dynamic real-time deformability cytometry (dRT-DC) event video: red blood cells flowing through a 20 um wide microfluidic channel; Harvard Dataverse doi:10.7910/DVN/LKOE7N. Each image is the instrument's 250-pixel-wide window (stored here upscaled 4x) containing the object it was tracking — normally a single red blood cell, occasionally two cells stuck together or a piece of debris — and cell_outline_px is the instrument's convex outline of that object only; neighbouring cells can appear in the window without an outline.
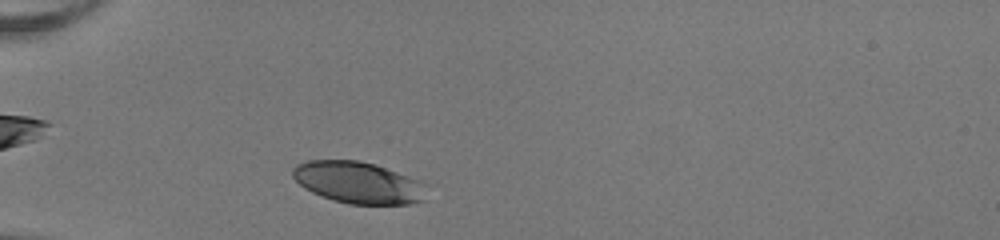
{"species": "human", "species_latin": "Homo sapiens", "temperature_condition": "room temperature", "stored_images_in_passage": 33, "camera_frame_rate_fps": 3000, "um_per_image_px": 0.085, "donor": {"sex": "female"}, "frame": {"image": 1, "passage_image": 2, "time_ms": 0.333, "image_size_px": [1000, 240], "cell_outline_px": [[432, 184], [424, 200], [408, 204], [348, 204], [332, 200], [320, 196], [304, 188], [292, 176], [292, 168], [296, 164], [308, 160], [356, 160], [372, 164]], "centroid_in_image_um": [30.5, 15.53], "position_along_channel_um": 54.5, "area_um2": 32.89}}
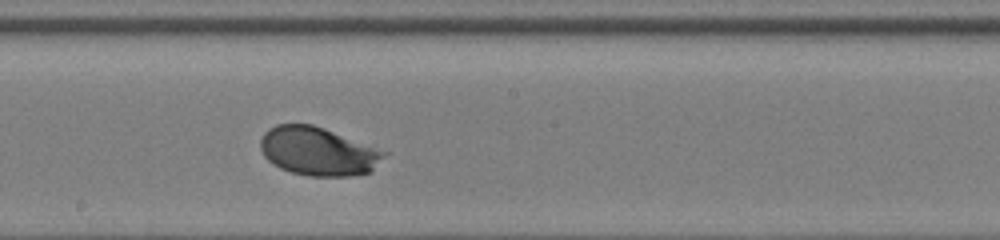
{"frame": {"image": 2, "passage_image": 16, "time_ms": 5.0, "image_size_px": [1000, 240], "cell_outline_px": [[388, 152], [372, 172], [352, 176], [308, 176], [292, 172], [280, 168], [268, 160], [264, 156], [260, 148], [260, 140], [264, 132], [268, 128], [276, 124], [312, 124], [324, 128]], "centroid_in_image_um": [27.03, 12.87], "position_along_channel_um": 221.2, "area_um2": 34.97}}
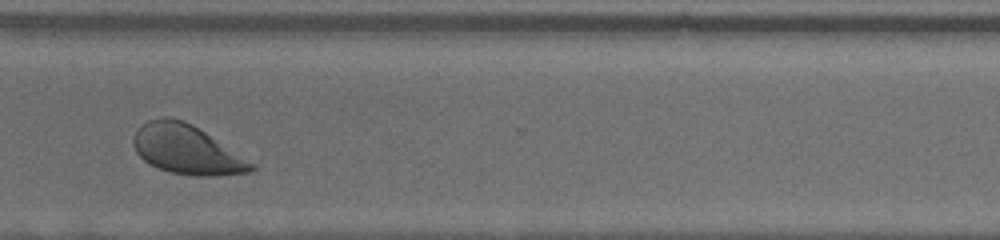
{"frame": {"image": 3, "passage_image": 26, "time_ms": 8.333, "image_size_px": [1000, 240], "cell_outline_px": [[256, 168], [252, 172], [216, 176], [196, 176], [168, 172], [144, 160], [136, 152], [132, 140], [140, 124], [148, 120], [160, 116], [168, 116], [192, 124], [256, 164]], "centroid_in_image_um": [15.88, 12.71], "position_along_channel_um": 354.7, "area_um2": 33.81}, "authors_computed_cell_mechanics": {"area_um2": 34.5066, "velocity_mm_per_s": 4.0125, "shape_relaxation_time_tau1_ms": 1.2992, "shape_relaxation_time_tau2_ms": null, "deformation_change_tau1": 0.1073, "deformation_change_tau2": null}}